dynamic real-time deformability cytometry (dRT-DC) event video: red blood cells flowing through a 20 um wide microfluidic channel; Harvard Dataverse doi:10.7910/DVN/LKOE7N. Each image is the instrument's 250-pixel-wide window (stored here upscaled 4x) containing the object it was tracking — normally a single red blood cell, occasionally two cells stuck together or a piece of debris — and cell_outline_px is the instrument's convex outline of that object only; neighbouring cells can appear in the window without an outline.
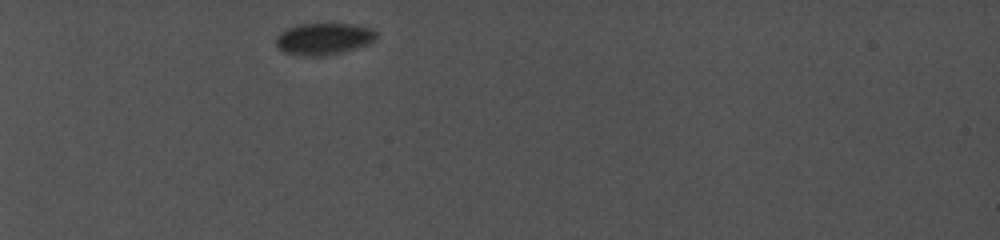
{"species": "common noctule bat (a hibernating species)", "species_latin": "Nyctalus noctula", "temperature_condition": "cold", "stored_images_in_passage": 18, "camera_frame_rate_fps": 5000, "um_per_image_px": 0.085, "animal": {"sex": "female", "body_mass_g": 19.0, "forearm_length_mm": 56.7}, "frame": {"image": 1, "passage_image": 1, "time_ms": 0.0, "image_size_px": [1000, 240], "cell_outline_px": [[376, 40], [368, 44], [344, 52], [328, 56], [300, 56], [284, 52], [276, 48], [276, 36], [280, 32], [288, 28], [300, 24], [352, 24], [372, 28], [376, 32]], "centroid_in_image_um": [27.51, 3.32], "position_along_channel_um": 57.5, "area_um2": 18.84}}
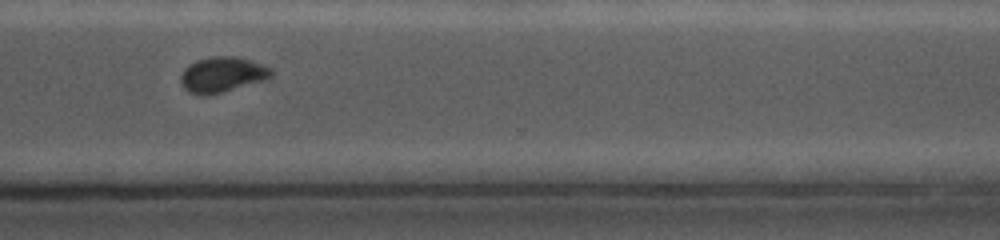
{"frame": {"image": 2, "passage_image": 15, "time_ms": 9.0, "image_size_px": [1000, 240], "cell_outline_px": [[272, 76], [268, 80], [208, 96], [200, 96], [188, 92], [180, 84], [180, 76], [184, 68], [188, 64], [196, 60], [216, 56], [236, 56], [272, 68]], "centroid_in_image_um": [18.87, 6.37], "position_along_channel_um": 351.7, "area_um2": 19.02}}
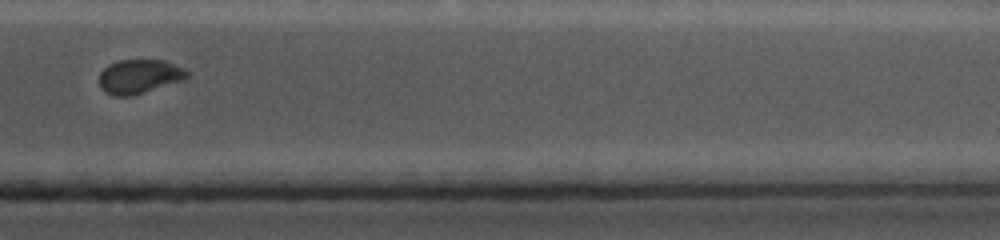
{"frame": {"image": 3, "passage_image": 17, "time_ms": 10.2, "image_size_px": [1000, 240], "cell_outline_px": [[192, 72], [184, 80], [132, 96], [116, 96], [104, 92], [100, 88], [100, 72], [108, 64], [120, 60], [164, 60], [176, 64]], "centroid_in_image_um": [11.87, 6.5], "position_along_channel_um": 399.5, "area_um2": 17.69}, "authors_computed_cell_mechanics": {"area_um2": 19.3052, "velocity_mm_per_s": 3.9083, "shape_relaxation_time_tau1_ms": null, "shape_relaxation_time_tau2_ms": 0.8563, "deformation_change_tau1": null, "deformation_change_tau2": 0.0305}}